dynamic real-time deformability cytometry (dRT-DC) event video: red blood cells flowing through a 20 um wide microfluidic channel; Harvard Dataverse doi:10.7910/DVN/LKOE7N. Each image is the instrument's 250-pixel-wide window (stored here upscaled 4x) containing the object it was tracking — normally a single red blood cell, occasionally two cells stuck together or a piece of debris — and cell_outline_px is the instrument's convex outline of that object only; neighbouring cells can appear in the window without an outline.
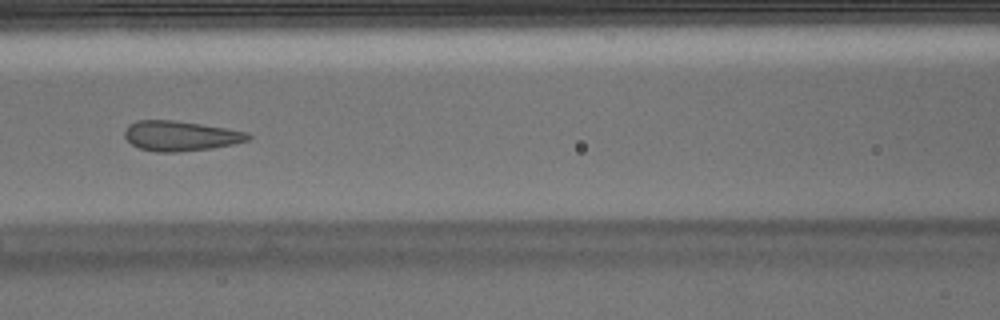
{"species": "Egyptian fruit bat (a non-hibernating species)", "species_latin": "Rousettus aegyptiacus", "temperature_condition": "warm", "stored_images_in_passage": 28, "camera_frame_rate_fps": 3000, "um_per_image_px": 0.085, "animal": {"sex": "male"}, "frame": {"image": 1, "passage_image": 9, "time_ms": 2.667, "image_size_px": [1000, 320], "cell_outline_px": [[252, 136], [248, 140], [232, 144], [212, 148], [176, 152], [156, 152], [140, 148], [132, 144], [124, 136], [124, 132], [128, 124], [136, 120], [176, 120], [248, 132]], "centroid_in_image_um": [15.31, 11.54], "position_along_channel_um": 151.3, "area_um2": 21.5}, "authors_computed_cell_mechanics": {"area_um2": 21.8195, "velocity_mm_per_s": 3.8076, "shape_relaxation_time_tau1_ms": null, "shape_relaxation_time_tau2_ms": 0.6586, "deformation_change_tau1": null, "deformation_change_tau2": 0.0747}}